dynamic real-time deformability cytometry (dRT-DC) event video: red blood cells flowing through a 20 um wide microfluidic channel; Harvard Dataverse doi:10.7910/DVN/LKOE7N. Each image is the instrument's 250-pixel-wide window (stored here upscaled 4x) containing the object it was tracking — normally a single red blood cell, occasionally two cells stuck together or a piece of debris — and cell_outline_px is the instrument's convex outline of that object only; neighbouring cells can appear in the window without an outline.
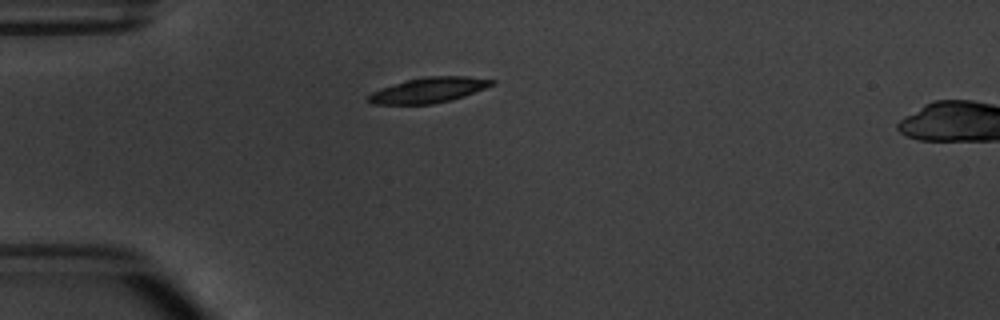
{"species": "common noctule bat (a hibernating species)", "species_latin": "Nyctalus noctula", "temperature_condition": "warm", "stored_images_in_passage": 2, "camera_frame_rate_fps": 3000, "um_per_image_px": 0.085, "animal": {"sex": "male", "body_mass_g": 20.1, "forearm_length_mm": 53.5}, "frame": {"image": 1, "passage_image": 1, "time_ms": 0.0, "image_size_px": [1000, 320], "cell_outline_px": [[496, 84], [464, 96], [452, 100], [432, 104], [372, 104], [368, 100], [368, 96], [372, 92], [380, 88], [392, 84], [408, 80], [428, 76], [468, 76], [496, 80]], "centroid_in_image_um": [36.47, 7.65], "position_along_channel_um": 48.5, "area_um2": 18.21}}